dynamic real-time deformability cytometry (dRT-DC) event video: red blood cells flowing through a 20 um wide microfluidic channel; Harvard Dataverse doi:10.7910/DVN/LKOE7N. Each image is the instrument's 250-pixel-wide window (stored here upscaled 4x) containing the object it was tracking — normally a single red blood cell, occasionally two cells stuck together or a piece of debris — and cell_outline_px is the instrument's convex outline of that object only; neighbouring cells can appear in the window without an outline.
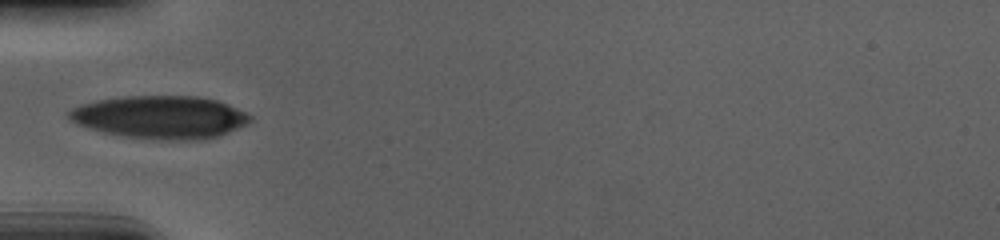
{"species": "human", "species_latin": "Homo sapiens", "temperature_condition": "cold", "stored_images_in_passage": 38, "camera_frame_rate_fps": 3000, "um_per_image_px": 0.085, "donor": {"sex": "male"}, "frame": {"image": 1, "passage_image": 1, "time_ms": 0.0, "image_size_px": [1000, 240], "cell_outline_px": [[252, 120], [248, 124], [220, 136], [204, 140], [160, 140], [124, 136], [104, 132], [88, 128], [76, 124], [68, 120], [68, 112], [72, 108], [80, 104], [96, 100], [124, 96], [196, 96], [216, 100], [228, 104], [252, 116]], "centroid_in_image_um": [13.62, 9.97], "position_along_channel_um": 71.4, "area_um2": 45.6}}
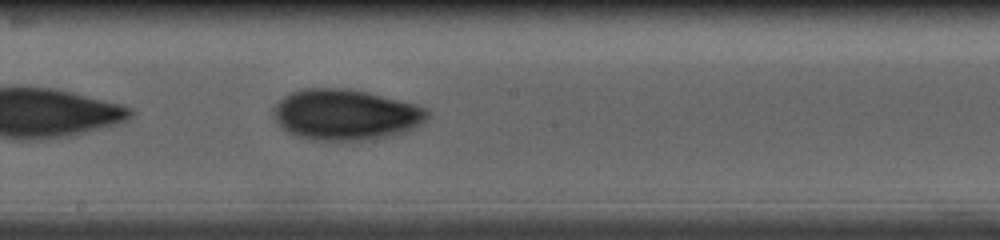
{"frame": {"image": 2, "passage_image": 13, "time_ms": 4.0, "image_size_px": [1000, 240], "cell_outline_px": [[432, 112], [428, 120], [404, 132], [388, 136], [368, 140], [312, 140], [292, 136], [272, 116], [272, 108], [288, 92], [304, 88], [348, 88], [368, 92], [416, 104], [428, 108]], "centroid_in_image_um": [29.38, 9.74], "position_along_channel_um": 218.8, "area_um2": 46.12}}
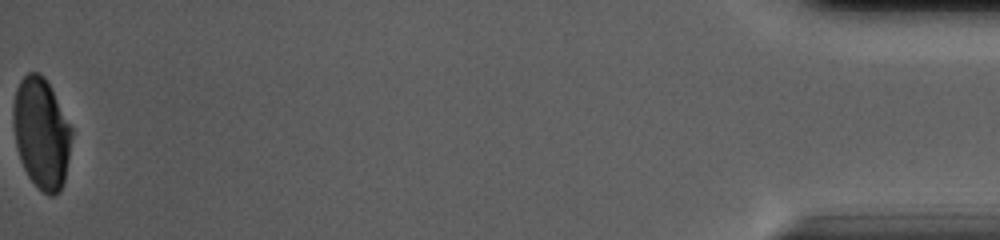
{"frame": {"image": 3, "passage_image": 38, "time_ms": 12.333, "image_size_px": [1000, 240], "cell_outline_px": [[72, 136], [64, 184], [60, 192], [56, 196], [48, 196], [28, 176], [20, 160], [16, 144], [12, 124], [12, 104], [16, 88], [20, 80], [28, 72], [40, 72], [44, 76], [72, 128]], "centroid_in_image_um": [3.5, 11.32], "position_along_channel_um": 431.7, "area_um2": 37.86}, "authors_computed_cell_mechanics": {"area_um2": 43.2055, "velocity_mm_per_s": 3.6903, "shape_relaxation_time_tau1_ms": 3.9922, "shape_relaxation_time_tau2_ms": 2.6473, "deformation_change_tau1": 0.1419, "deformation_change_tau2": 0.057}}